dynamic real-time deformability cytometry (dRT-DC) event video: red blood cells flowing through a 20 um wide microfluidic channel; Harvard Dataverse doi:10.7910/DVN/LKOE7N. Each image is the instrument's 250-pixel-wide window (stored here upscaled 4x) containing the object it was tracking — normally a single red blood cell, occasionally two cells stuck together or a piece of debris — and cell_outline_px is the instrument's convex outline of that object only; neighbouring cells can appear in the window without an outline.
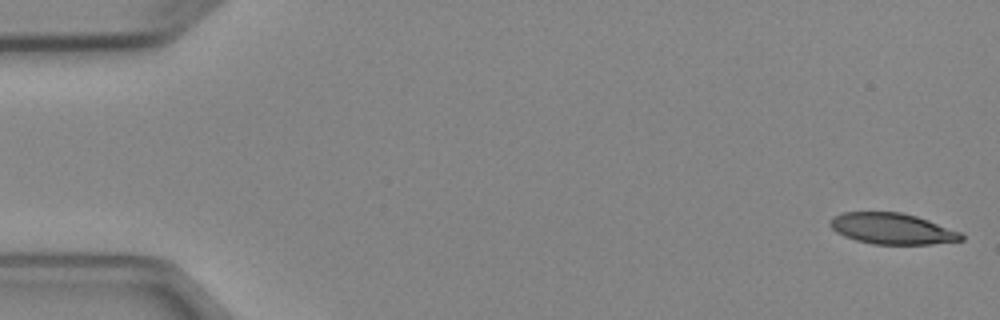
{"species": "Egyptian fruit bat (a non-hibernating species)", "species_latin": "Rousettus aegyptiacus", "temperature_condition": "cold", "stored_images_in_passage": 5, "camera_frame_rate_fps": 3000, "um_per_image_px": 0.085, "animal": {"sex": "female"}, "frame": {"image": 1, "passage_image": 1, "time_ms": 0.0, "image_size_px": [1000, 320], "cell_outline_px": [[964, 240], [932, 244], [872, 244], [856, 240], [844, 236], [836, 232], [828, 224], [828, 220], [832, 216], [844, 212], [900, 212], [916, 216], [928, 220], [960, 232], [964, 236]], "centroid_in_image_um": [75.79, 19.43], "position_along_channel_um": 9.2, "area_um2": 23.76}}
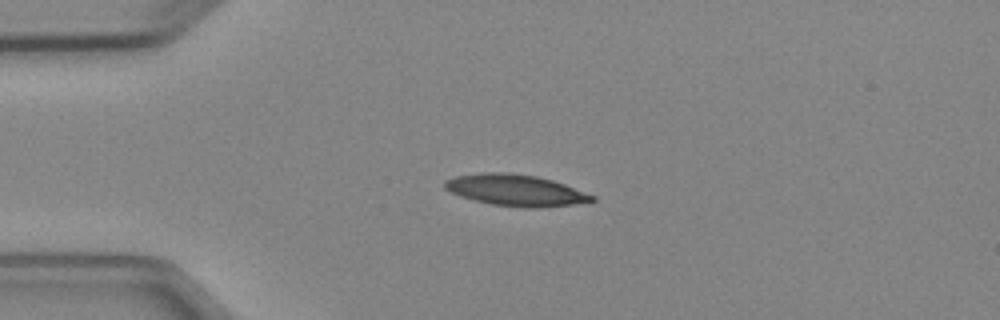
{"frame": {"image": 2, "passage_image": 4, "time_ms": 3.667, "image_size_px": [1000, 320], "cell_outline_px": [[596, 200], [572, 204], [536, 208], [524, 208], [492, 204], [460, 196], [444, 188], [444, 180], [456, 176], [480, 172], [508, 172], [536, 176], [552, 180], [564, 184], [596, 196]], "centroid_in_image_um": [43.81, 16.16], "position_along_channel_um": 41.2, "area_um2": 26.82}}